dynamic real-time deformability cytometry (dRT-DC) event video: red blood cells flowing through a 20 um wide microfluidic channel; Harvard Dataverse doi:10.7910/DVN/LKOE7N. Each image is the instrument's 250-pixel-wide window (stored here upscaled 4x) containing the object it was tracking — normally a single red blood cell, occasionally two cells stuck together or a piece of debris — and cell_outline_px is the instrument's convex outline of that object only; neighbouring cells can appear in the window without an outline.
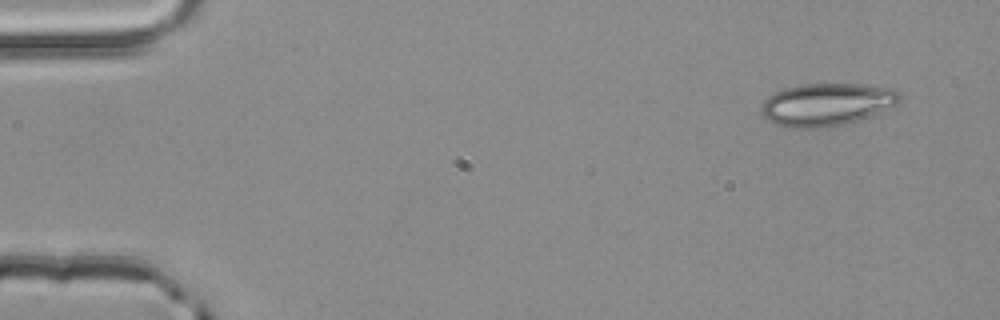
{"species": "common noctule bat (a hibernating species)", "species_latin": "Nyctalus noctula", "temperature_condition": "room temperature", "stored_images_in_passage": 3, "camera_frame_rate_fps": 3000, "um_per_image_px": 0.085, "animal": {"sex": "male", "body_mass_g": 20.4}, "frame": {"image": 1, "passage_image": 1, "time_ms": 0.0, "image_size_px": [1000, 320], "cell_outline_px": [[900, 100], [896, 104], [868, 116], [856, 120], [840, 124], [820, 128], [788, 128], [776, 124], [768, 120], [760, 112], [760, 108], [764, 100], [768, 96], [784, 88], [804, 84], [856, 84], [892, 88], [900, 92]], "centroid_in_image_um": [70.21, 8.87], "position_along_channel_um": 14.8, "area_um2": 33.99}}